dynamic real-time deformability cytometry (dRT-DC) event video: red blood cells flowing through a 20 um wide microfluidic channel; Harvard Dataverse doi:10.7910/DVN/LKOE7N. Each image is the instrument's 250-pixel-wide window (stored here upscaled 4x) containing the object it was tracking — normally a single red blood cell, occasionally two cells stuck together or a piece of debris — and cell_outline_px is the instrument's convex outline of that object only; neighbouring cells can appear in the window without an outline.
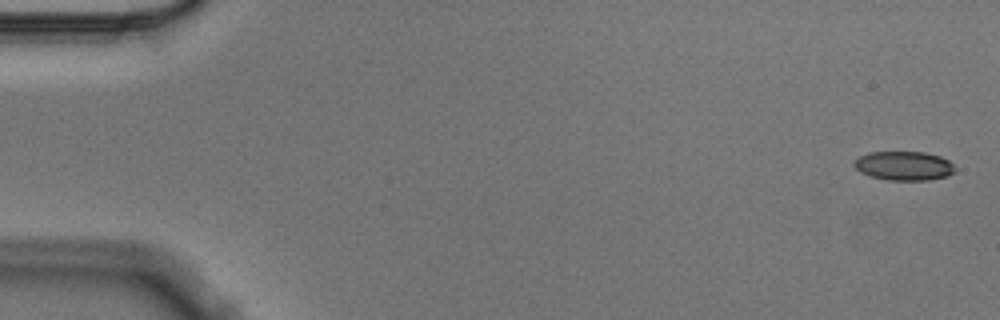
{"species": "Egyptian fruit bat (a non-hibernating species)", "species_latin": "Rousettus aegyptiacus", "temperature_condition": "cold", "stored_images_in_passage": 5, "camera_frame_rate_fps": 3000, "um_per_image_px": 0.085, "animal": {"sex": "male"}, "frame": {"image": 1, "passage_image": 1, "time_ms": 0.0, "image_size_px": [1000, 320], "cell_outline_px": [[956, 168], [948, 176], [928, 180], [888, 180], [872, 176], [860, 172], [852, 164], [852, 160], [868, 152], [924, 152], [940, 156], [948, 160]], "centroid_in_image_um": [76.81, 14.09], "position_along_channel_um": 8.2, "area_um2": 17.11}}
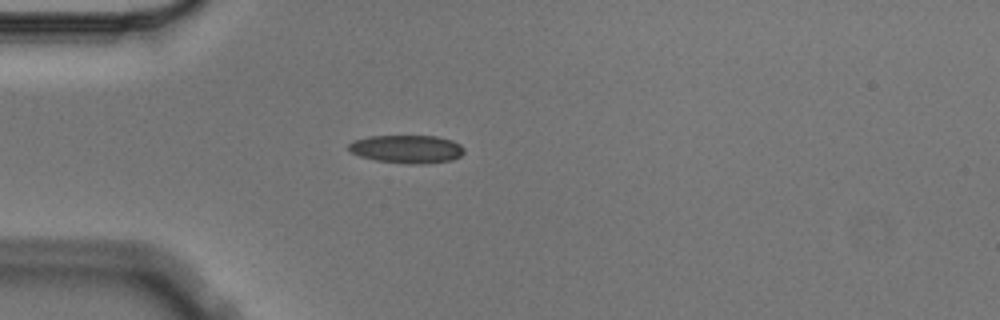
{"frame": {"image": 2, "passage_image": 5, "time_ms": 1.333, "image_size_px": [1000, 320], "cell_outline_px": [[464, 152], [460, 156], [452, 160], [424, 164], [408, 164], [376, 160], [360, 156], [352, 152], [348, 148], [348, 144], [352, 140], [368, 136], [436, 136], [452, 140], [460, 144], [464, 148]], "centroid_in_image_um": [34.59, 12.67], "position_along_channel_um": 50.4, "area_um2": 19.02}}